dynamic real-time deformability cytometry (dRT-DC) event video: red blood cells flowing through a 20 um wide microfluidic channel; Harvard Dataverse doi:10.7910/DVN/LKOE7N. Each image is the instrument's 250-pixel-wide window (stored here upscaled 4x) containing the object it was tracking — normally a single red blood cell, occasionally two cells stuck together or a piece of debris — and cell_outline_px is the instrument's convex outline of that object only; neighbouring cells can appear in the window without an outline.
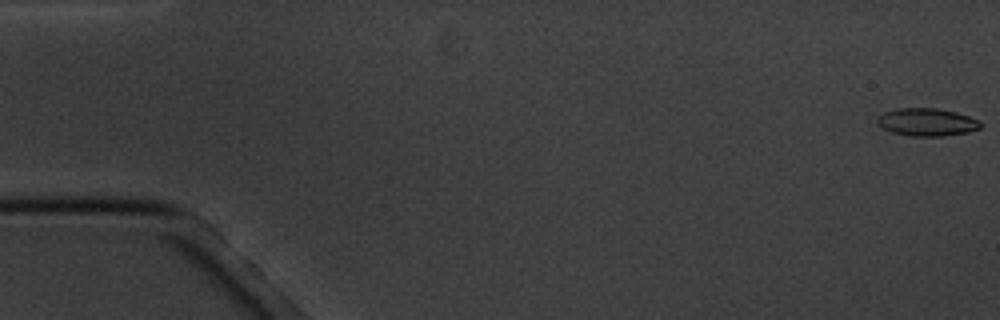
{"species": "common noctule bat (a hibernating species)", "species_latin": "Nyctalus noctula", "temperature_condition": "cold", "stored_images_in_passage": 6, "camera_frame_rate_fps": 3000, "um_per_image_px": 0.085, "animal": {"sex": "male", "body_mass_g": 20.1, "forearm_length_mm": 53.5}, "frame": {"image": 1, "passage_image": 1, "time_ms": 0.0, "image_size_px": [1000, 320], "cell_outline_px": [[980, 128], [968, 132], [944, 136], [912, 136], [892, 132], [876, 124], [876, 120], [884, 112], [896, 108], [936, 108], [956, 112], [968, 116], [976, 120], [980, 124]], "centroid_in_image_um": [78.75, 10.38], "position_along_channel_um": 6.3, "area_um2": 16.53}}
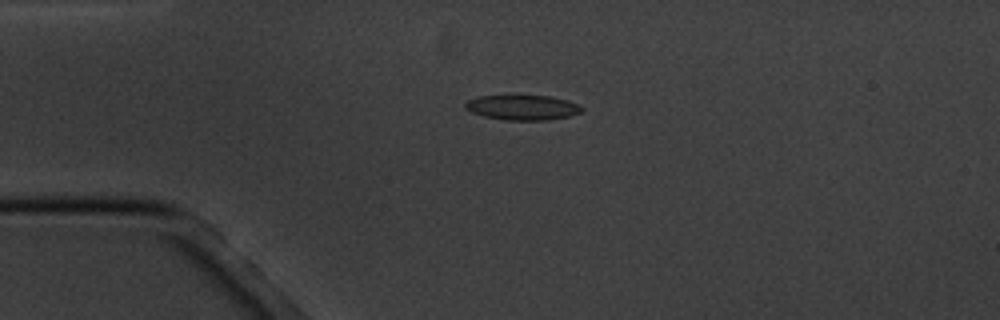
{"frame": {"image": 2, "passage_image": 4, "time_ms": 4.333, "image_size_px": [1000, 320], "cell_outline_px": [[584, 108], [580, 112], [572, 116], [548, 120], [504, 120], [484, 116], [472, 112], [464, 108], [464, 104], [468, 100], [480, 96], [548, 96], [568, 100], [580, 104]], "centroid_in_image_um": [44.45, 9.14], "position_along_channel_um": 40.5, "area_um2": 16.99}}
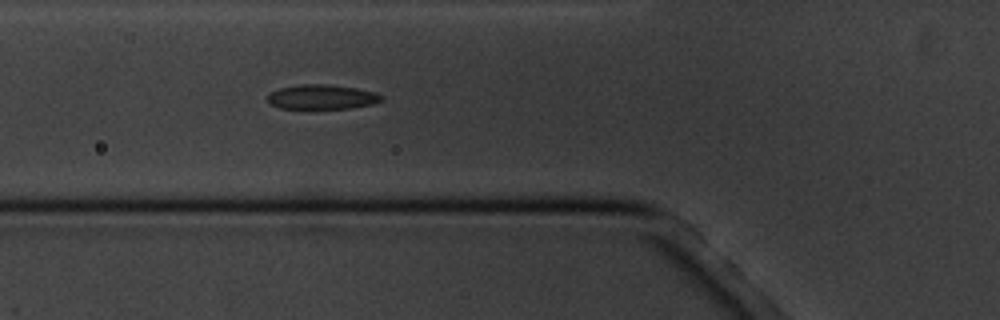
{"frame": {"image": 3, "passage_image": 6, "time_ms": 6.667, "image_size_px": [1000, 320], "cell_outline_px": [[384, 100], [372, 104], [352, 108], [280, 108], [272, 104], [268, 100], [268, 92], [280, 88], [300, 84], [324, 84], [356, 88], [376, 92]], "centroid_in_image_um": [27.36, 8.23], "position_along_channel_um": 98.4, "area_um2": 16.18}}